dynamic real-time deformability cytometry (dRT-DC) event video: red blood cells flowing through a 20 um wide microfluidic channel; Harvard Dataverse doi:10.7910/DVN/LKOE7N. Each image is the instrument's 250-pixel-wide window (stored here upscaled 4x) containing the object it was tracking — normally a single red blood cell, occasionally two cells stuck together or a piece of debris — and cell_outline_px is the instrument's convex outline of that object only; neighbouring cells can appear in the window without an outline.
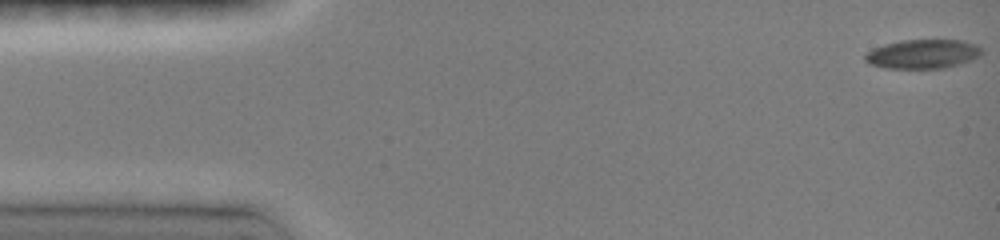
{"species": "common noctule bat (a hibernating species)", "species_latin": "Nyctalus noctula", "temperature_condition": "room temperature", "stored_images_in_passage": 59, "camera_frame_rate_fps": 3000, "um_per_image_px": 0.085, "animal": {"sex": "female", "body_mass_g": 19.0, "forearm_length_mm": 51.5}, "frame": {"image": 1, "passage_image": 1, "time_ms": 0.0, "image_size_px": [1000, 240], "cell_outline_px": [[980, 56], [944, 68], [884, 68], [868, 64], [864, 60], [864, 56], [872, 48], [884, 44], [900, 40], [960, 40], [976, 44], [980, 48]], "centroid_in_image_um": [78.36, 4.58], "position_along_channel_um": 6.6, "area_um2": 19.65}}
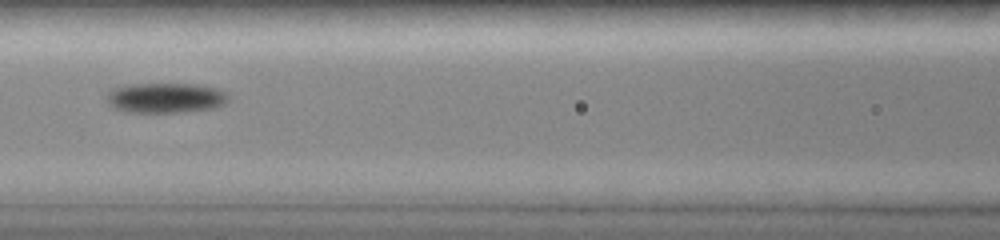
{"frame": {"image": 2, "passage_image": 30, "time_ms": 6.667, "image_size_px": [1000, 240], "cell_outline_px": [[228, 100], [224, 104], [216, 108], [184, 112], [124, 112], [112, 108], [108, 100], [108, 92], [112, 88], [124, 84], [200, 84], [216, 88], [228, 92]], "centroid_in_image_um": [14.09, 8.31], "position_along_channel_um": 152.5, "area_um2": 21.68}}
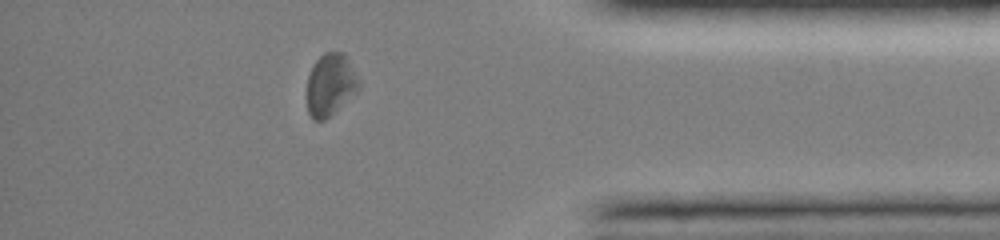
{"frame": {"image": 3, "passage_image": 55, "time_ms": 13.333, "image_size_px": [1000, 240], "cell_outline_px": [[360, 88], [356, 92], [324, 120], [316, 120], [308, 112], [308, 76], [316, 60], [324, 52], [344, 52], [360, 80]], "centroid_in_image_um": [28.11, 7.16], "position_along_channel_um": 407.1, "area_um2": 18.44}}